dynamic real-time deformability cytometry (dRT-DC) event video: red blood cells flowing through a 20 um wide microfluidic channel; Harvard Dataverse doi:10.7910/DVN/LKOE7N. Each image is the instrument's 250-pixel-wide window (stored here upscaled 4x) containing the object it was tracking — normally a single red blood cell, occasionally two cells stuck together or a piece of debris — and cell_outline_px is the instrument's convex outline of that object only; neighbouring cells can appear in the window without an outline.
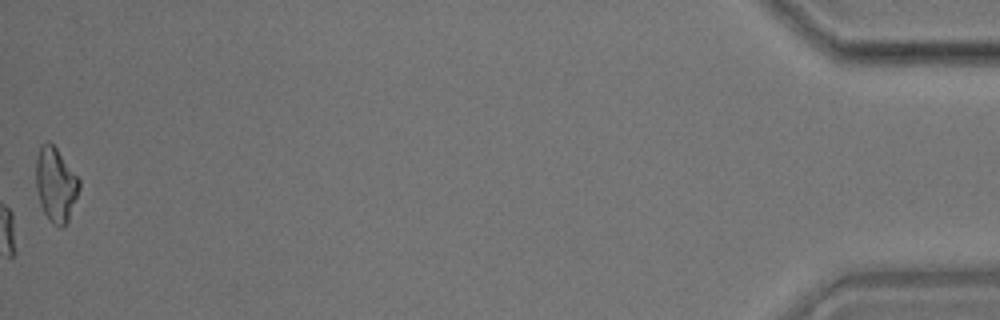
{"species": "common noctule bat (a hibernating species)", "species_latin": "Nyctalus noctula", "temperature_condition": "room temperature", "stored_images_in_passage": 40, "camera_frame_rate_fps": 3000, "um_per_image_px": 0.085, "animal": {"sex": "male", "body_mass_g": 17.9}, "frame": {"image": 1, "passage_image": 40, "time_ms": 13.0, "image_size_px": [1000, 320], "cell_outline_px": [[80, 188], [68, 220], [60, 228], [48, 220], [40, 204], [36, 188], [36, 156], [40, 144], [48, 140], [56, 148], [80, 180]], "centroid_in_image_um": [4.71, 15.67], "position_along_channel_um": 430.5, "area_um2": 18.67}}